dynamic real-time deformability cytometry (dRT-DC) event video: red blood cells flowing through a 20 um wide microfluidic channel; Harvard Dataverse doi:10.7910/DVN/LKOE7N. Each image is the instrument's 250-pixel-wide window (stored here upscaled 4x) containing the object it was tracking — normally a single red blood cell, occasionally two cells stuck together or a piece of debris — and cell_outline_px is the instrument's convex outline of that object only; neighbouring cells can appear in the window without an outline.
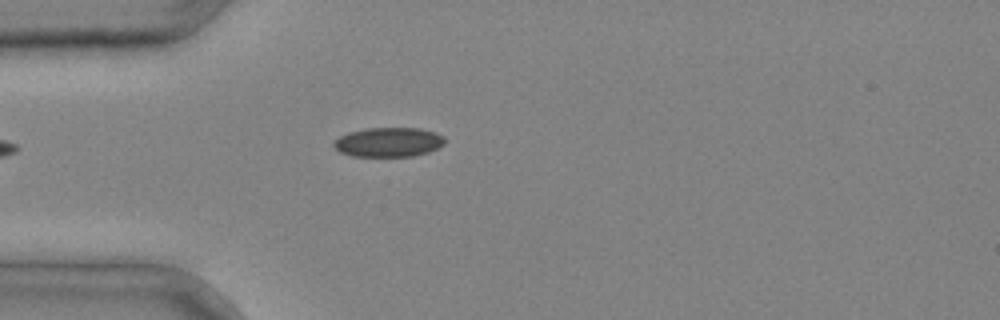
{"species": "common noctule bat (a hibernating species)", "species_latin": "Nyctalus noctula", "temperature_condition": "cold", "stored_images_in_passage": 3, "camera_frame_rate_fps": 3000, "um_per_image_px": 0.085, "animal": {"sex": "male", "body_mass_g": 20.4}, "frame": {"image": 1, "passage_image": 3, "time_ms": 0.667, "image_size_px": [1000, 320], "cell_outline_px": [[448, 140], [444, 144], [428, 152], [412, 156], [352, 156], [340, 152], [332, 144], [340, 136], [348, 132], [368, 128], [420, 128], [436, 132], [444, 136]], "centroid_in_image_um": [33.06, 12.07], "position_along_channel_um": 51.9, "area_um2": 19.07}}